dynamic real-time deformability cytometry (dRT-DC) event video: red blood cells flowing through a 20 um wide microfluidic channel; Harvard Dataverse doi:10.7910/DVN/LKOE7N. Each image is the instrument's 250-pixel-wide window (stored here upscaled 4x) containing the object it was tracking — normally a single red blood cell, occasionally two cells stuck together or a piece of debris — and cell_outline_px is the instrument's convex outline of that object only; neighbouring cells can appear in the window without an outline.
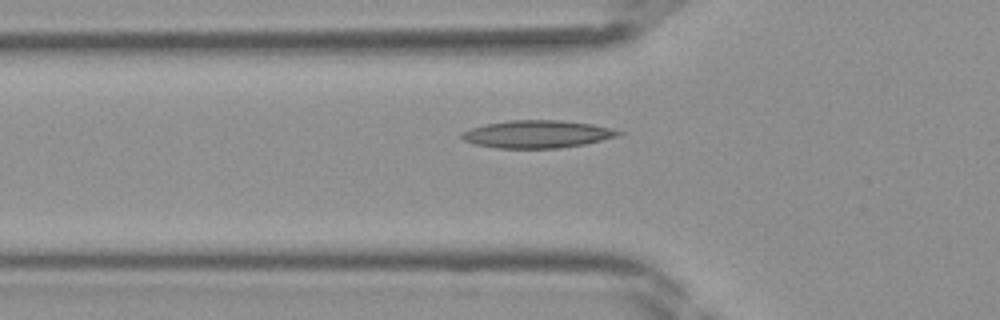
{"species": "Egyptian fruit bat (a non-hibernating species)", "species_latin": "Rousettus aegyptiacus", "temperature_condition": "room temperature", "stored_images_in_passage": 39, "camera_frame_rate_fps": 3000, "um_per_image_px": 0.085, "frame": {"image": 1, "passage_image": 14, "time_ms": 4.333, "image_size_px": [1000, 320], "cell_outline_px": [[624, 132], [620, 136], [584, 144], [560, 148], [496, 148], [472, 144], [464, 140], [460, 136], [460, 132], [472, 128], [488, 124], [508, 120], [560, 120], [592, 124]], "centroid_in_image_um": [45.64, 11.41], "position_along_channel_um": 80.2, "area_um2": 25.2}}
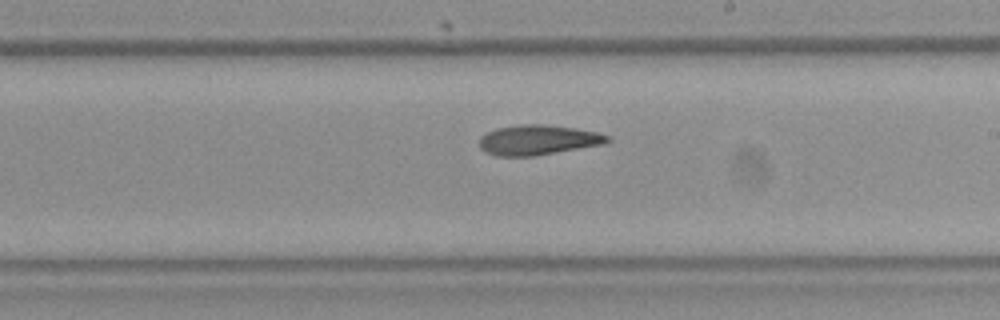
{"frame": {"image": 2, "passage_image": 24, "time_ms": 7.667, "image_size_px": [1000, 320], "cell_outline_px": [[612, 140], [604, 144], [532, 156], [496, 156], [484, 152], [480, 148], [480, 136], [496, 128], [520, 124], [544, 124], [576, 128], [596, 132], [612, 136]], "centroid_in_image_um": [45.74, 11.89], "position_along_channel_um": 243.3, "area_um2": 22.48}}
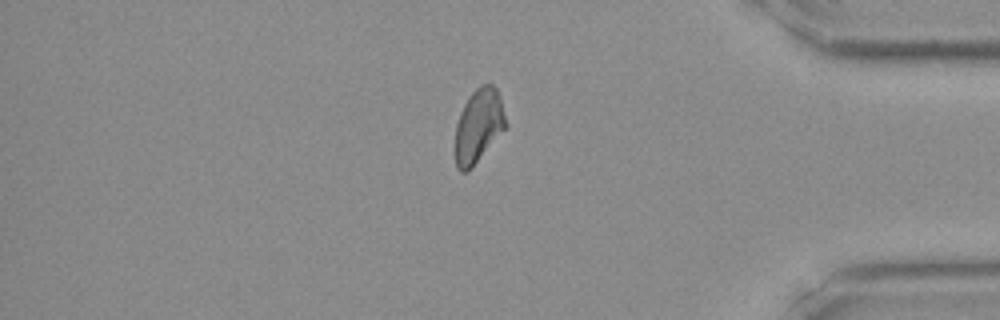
{"frame": {"image": 3, "passage_image": 35, "time_ms": 11.333, "image_size_px": [1000, 320], "cell_outline_px": [[508, 124], [472, 168], [468, 172], [460, 172], [456, 168], [456, 124], [460, 112], [468, 96], [480, 84], [492, 84], [496, 88]], "centroid_in_image_um": [40.66, 10.69], "position_along_channel_um": 394.5, "area_um2": 21.56}}